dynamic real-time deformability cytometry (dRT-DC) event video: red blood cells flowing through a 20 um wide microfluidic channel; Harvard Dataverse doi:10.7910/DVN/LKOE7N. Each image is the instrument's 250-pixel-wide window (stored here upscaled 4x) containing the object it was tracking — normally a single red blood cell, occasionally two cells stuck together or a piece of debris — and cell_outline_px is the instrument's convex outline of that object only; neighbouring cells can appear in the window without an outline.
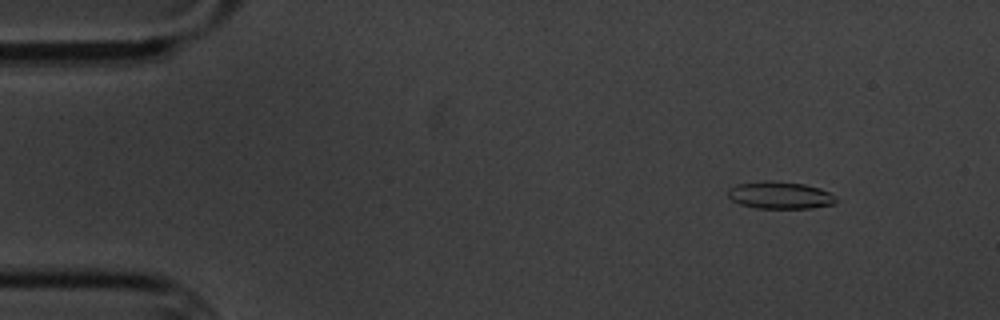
{"species": "common noctule bat (a hibernating species)", "species_latin": "Nyctalus noctula", "temperature_condition": "cold", "stored_images_in_passage": 5, "camera_frame_rate_fps": 3000, "um_per_image_px": 0.085, "animal": {"sex": "male", "body_mass_g": 20.1, "forearm_length_mm": 53.5}, "frame": {"image": 1, "passage_image": 2, "time_ms": 1.333, "image_size_px": [1000, 320], "cell_outline_px": [[836, 204], [812, 208], [756, 208], [740, 204], [732, 200], [728, 196], [728, 188], [736, 184], [764, 180], [772, 180], [804, 184], [820, 188], [836, 196]], "centroid_in_image_um": [66.3, 16.59], "position_along_channel_um": 18.7, "area_um2": 17.34}}
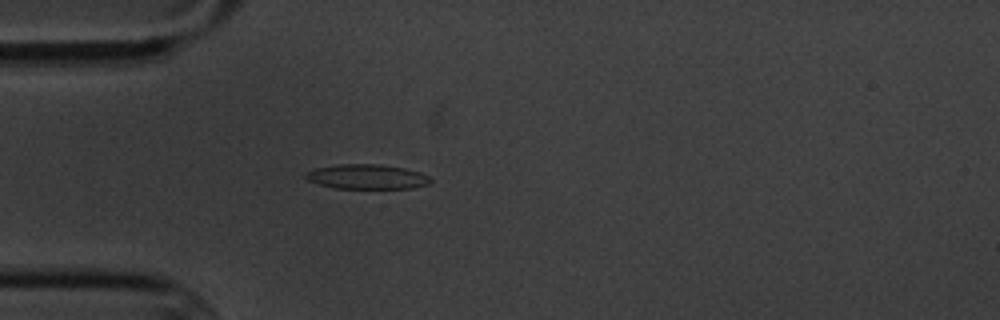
{"frame": {"image": 2, "passage_image": 5, "time_ms": 4.667, "image_size_px": [1000, 320], "cell_outline_px": [[432, 180], [428, 184], [412, 188], [336, 188], [320, 184], [308, 180], [304, 176], [304, 172], [316, 168], [336, 164], [380, 164], [404, 168], [420, 172], [428, 176]], "centroid_in_image_um": [31.18, 15.01], "position_along_channel_um": 53.8, "area_um2": 17.92}}